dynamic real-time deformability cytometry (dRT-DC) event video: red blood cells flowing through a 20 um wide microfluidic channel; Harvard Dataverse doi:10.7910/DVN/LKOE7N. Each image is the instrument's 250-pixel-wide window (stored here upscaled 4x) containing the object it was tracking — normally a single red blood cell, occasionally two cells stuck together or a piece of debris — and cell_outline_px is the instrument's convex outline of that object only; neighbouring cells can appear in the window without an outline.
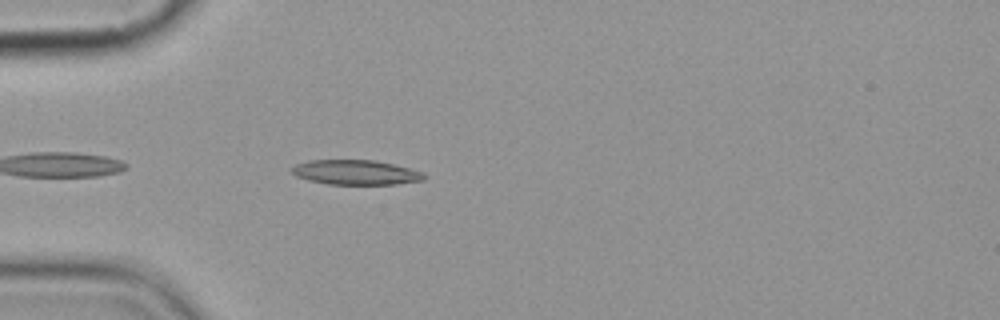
{"species": "common noctule bat (a hibernating species)", "species_latin": "Nyctalus noctula", "temperature_condition": "cold", "stored_images_in_passage": 3, "camera_frame_rate_fps": 3000, "um_per_image_px": 0.085, "animal": {"sex": "female", "body_mass_g": 19.9}, "frame": {"image": 1, "passage_image": 3, "time_ms": 2.667, "image_size_px": [1000, 320], "cell_outline_px": [[424, 180], [396, 184], [328, 184], [308, 180], [296, 176], [292, 172], [292, 168], [296, 164], [308, 160], [372, 160], [392, 164], [424, 172]], "centroid_in_image_um": [30.22, 14.65], "position_along_channel_um": 54.8, "area_um2": 18.9}}